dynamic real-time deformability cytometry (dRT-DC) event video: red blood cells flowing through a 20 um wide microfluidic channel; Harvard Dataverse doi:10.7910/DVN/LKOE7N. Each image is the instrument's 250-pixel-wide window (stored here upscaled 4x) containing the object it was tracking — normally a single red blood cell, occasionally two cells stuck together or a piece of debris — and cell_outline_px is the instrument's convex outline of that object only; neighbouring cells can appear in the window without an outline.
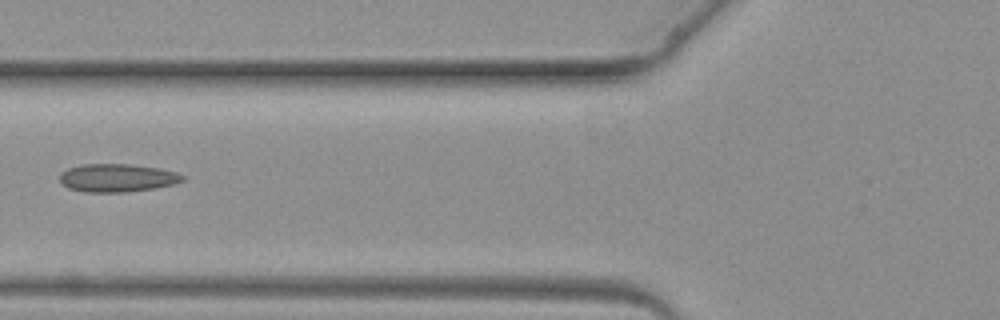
{"species": "common noctule bat (a hibernating species)", "species_latin": "Nyctalus noctula", "temperature_condition": "warm", "stored_images_in_passage": 5, "camera_frame_rate_fps": 3000, "um_per_image_px": 0.085, "animal": {"sex": "female", "body_mass_g": 19.3, "forearm_length_mm": 54.1}, "frame": {"image": 1, "passage_image": 5, "time_ms": 4.667, "image_size_px": [1000, 320], "cell_outline_px": [[184, 180], [172, 184], [156, 188], [128, 192], [84, 192], [68, 188], [60, 180], [60, 172], [68, 168], [84, 164], [132, 164], [160, 168], [176, 172], [184, 176]], "centroid_in_image_um": [9.96, 15.12], "position_along_channel_um": 115.8, "area_um2": 20.17}}